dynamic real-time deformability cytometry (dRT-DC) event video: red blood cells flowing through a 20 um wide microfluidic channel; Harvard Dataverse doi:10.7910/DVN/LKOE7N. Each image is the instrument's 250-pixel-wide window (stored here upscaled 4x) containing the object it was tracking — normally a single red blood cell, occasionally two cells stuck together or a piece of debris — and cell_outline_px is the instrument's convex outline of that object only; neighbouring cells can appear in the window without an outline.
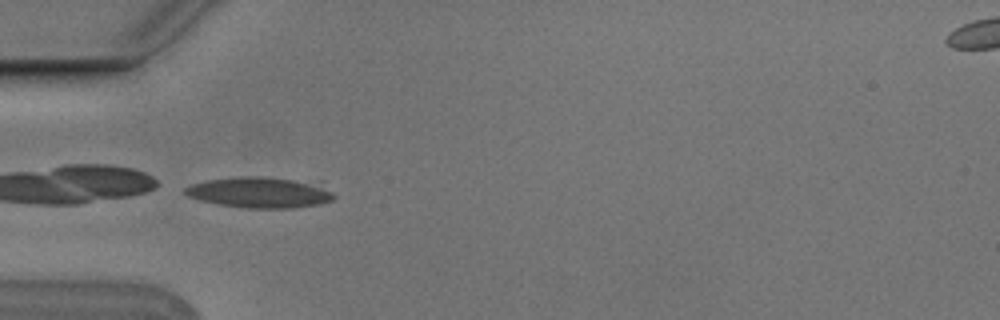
{"species": "Egyptian fruit bat (a non-hibernating species)", "species_latin": "Rousettus aegyptiacus", "temperature_condition": "cold", "stored_images_in_passage": 5, "camera_frame_rate_fps": 3000, "um_per_image_px": 0.085, "animal": {"sex": "male"}, "frame": {"image": 1, "passage_image": 4, "time_ms": 1.0, "image_size_px": [1000, 320], "cell_outline_px": [[336, 196], [332, 200], [320, 204], [292, 208], [244, 208], [220, 204], [200, 200], [188, 196], [184, 192], [184, 188], [192, 184], [208, 180], [244, 176], [260, 176], [320, 180]], "centroid_in_image_um": [22.22, 16.33], "position_along_channel_um": 62.8, "area_um2": 27.4}}